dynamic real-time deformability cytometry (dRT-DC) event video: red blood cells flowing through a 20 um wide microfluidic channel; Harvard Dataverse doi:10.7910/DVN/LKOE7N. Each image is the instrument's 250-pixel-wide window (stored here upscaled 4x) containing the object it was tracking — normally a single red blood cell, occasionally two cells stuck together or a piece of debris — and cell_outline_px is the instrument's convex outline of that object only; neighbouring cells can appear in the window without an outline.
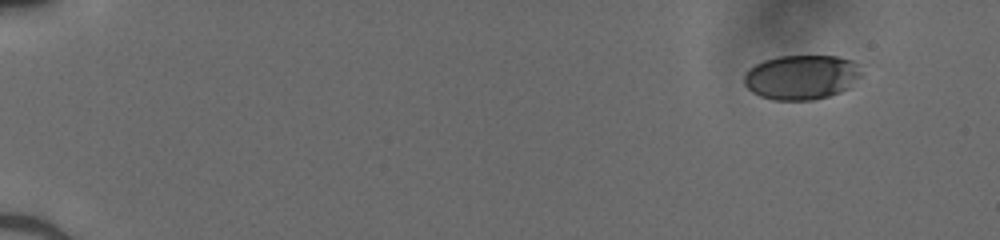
{"species": "human", "species_latin": "Homo sapiens", "temperature_condition": "cold", "stored_images_in_passage": 48, "camera_frame_rate_fps": 3000, "um_per_image_px": 0.085, "donor": {"sex": "male"}, "frame": {"image": 1, "passage_image": 1, "time_ms": 0.0, "image_size_px": [1000, 240], "cell_outline_px": [[860, 76], [848, 88], [840, 92], [828, 96], [812, 100], [772, 100], [760, 96], [752, 92], [744, 84], [744, 76], [748, 68], [764, 60], [780, 56], [836, 56], [852, 60], [856, 64], [860, 72]], "centroid_in_image_um": [68.09, 6.56], "position_along_channel_um": 16.9, "area_um2": 30.4}}
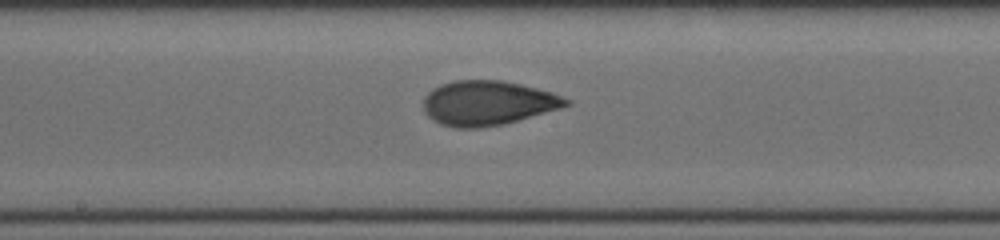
{"frame": {"image": 2, "passage_image": 26, "time_ms": 8.333, "image_size_px": [1000, 240], "cell_outline_px": [[572, 104], [560, 108], [504, 124], [476, 128], [456, 128], [440, 124], [432, 120], [424, 112], [424, 96], [432, 88], [440, 84], [452, 80], [500, 80], [520, 84], [552, 92], [572, 100]], "centroid_in_image_um": [41.44, 8.75], "position_along_channel_um": 206.8, "area_um2": 37.22}}
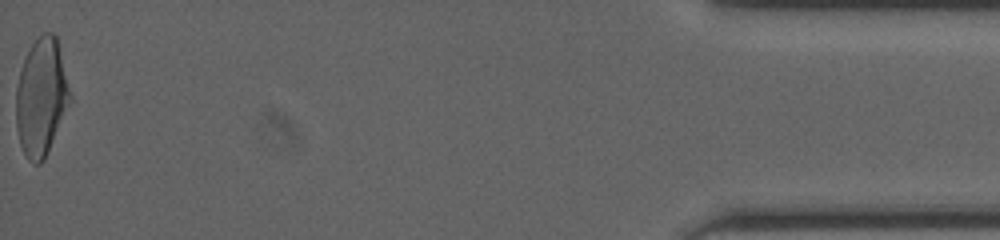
{"frame": {"image": 3, "passage_image": 48, "time_ms": 15.667, "image_size_px": [1000, 240], "cell_outline_px": [[72, 100], [44, 160], [40, 164], [32, 164], [28, 160], [20, 144], [16, 128], [16, 88], [20, 68], [32, 44], [44, 32], [52, 32], [56, 36], [72, 96]], "centroid_in_image_um": [3.51, 8.29], "position_along_channel_um": 431.7, "area_um2": 36.99}}